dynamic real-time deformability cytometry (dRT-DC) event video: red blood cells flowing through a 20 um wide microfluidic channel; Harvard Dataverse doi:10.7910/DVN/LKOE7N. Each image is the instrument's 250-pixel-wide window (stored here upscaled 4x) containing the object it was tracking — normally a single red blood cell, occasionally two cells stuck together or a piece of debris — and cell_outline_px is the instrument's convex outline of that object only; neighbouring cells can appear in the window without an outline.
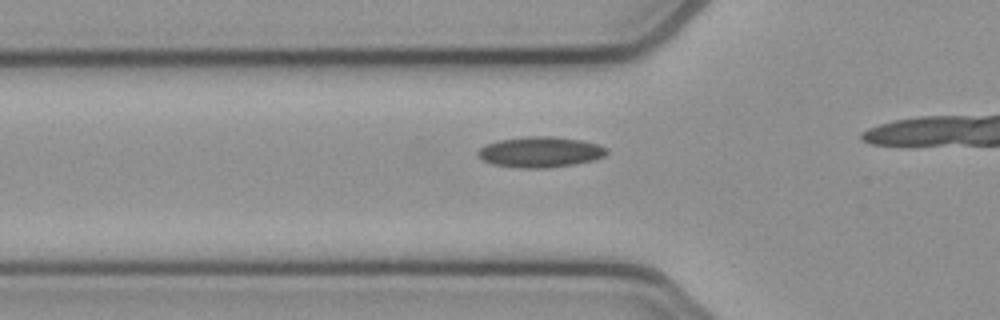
{"species": "common noctule bat (a hibernating species)", "species_latin": "Nyctalus noctula", "temperature_condition": "cold", "stored_images_in_passage": 18, "camera_frame_rate_fps": 3000, "um_per_image_px": 0.085, "animal": {"sex": "female", "body_mass_g": 21.9}, "frame": {"image": 1, "passage_image": 13, "time_ms": 4.0, "image_size_px": [1000, 320], "cell_outline_px": [[608, 152], [604, 156], [592, 160], [572, 164], [548, 168], [516, 168], [492, 164], [476, 156], [476, 152], [484, 144], [500, 140], [524, 136], [552, 136], [584, 140], [608, 148]], "centroid_in_image_um": [45.89, 12.91], "position_along_channel_um": 79.9, "area_um2": 23.18}}
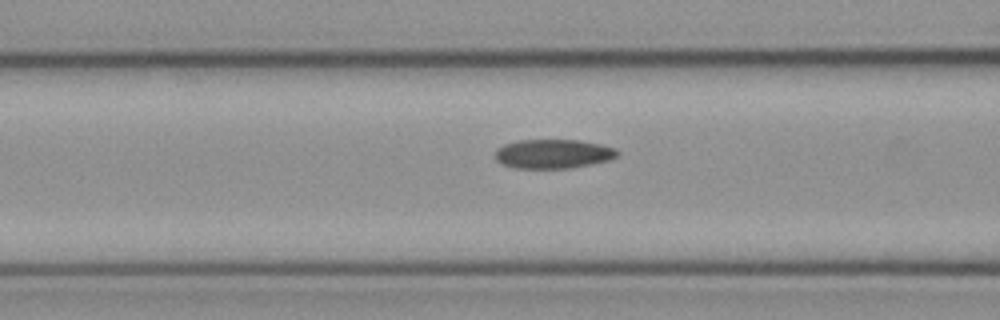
{"frame": {"image": 2, "passage_image": 16, "time_ms": 5.0, "image_size_px": [1000, 320], "cell_outline_px": [[620, 152], [616, 156], [608, 160], [592, 164], [572, 168], [512, 168], [500, 164], [496, 160], [496, 148], [504, 144], [520, 140], [580, 140], [600, 144], [616, 148]], "centroid_in_image_um": [47.0, 13.08], "position_along_channel_um": 119.6, "area_um2": 20.92}}